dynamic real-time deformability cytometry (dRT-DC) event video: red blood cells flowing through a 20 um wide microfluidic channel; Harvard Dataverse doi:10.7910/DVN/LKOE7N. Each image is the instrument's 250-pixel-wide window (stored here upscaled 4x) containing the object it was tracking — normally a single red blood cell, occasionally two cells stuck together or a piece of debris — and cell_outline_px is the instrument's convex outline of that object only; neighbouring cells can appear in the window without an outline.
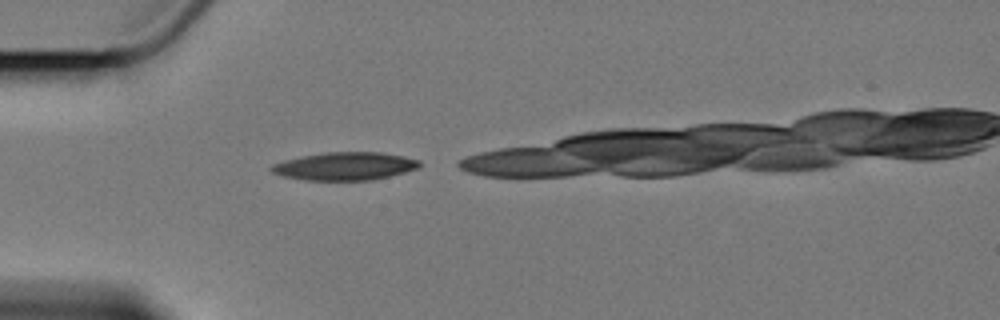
{"species": "Egyptian fruit bat (a non-hibernating species)", "species_latin": "Rousettus aegyptiacus", "temperature_condition": "cold", "stored_images_in_passage": 1, "camera_frame_rate_fps": 3000, "um_per_image_px": 0.085, "animal": {"sex": "female"}, "frame": {"image": 1, "passage_image": 1, "time_ms": 0.0, "image_size_px": [1000, 320], "cell_outline_px": [[424, 164], [420, 168], [372, 180], [304, 180], [284, 176], [272, 172], [268, 168], [272, 164], [284, 160], [300, 156], [324, 152], [380, 152], [404, 156], [420, 160]], "centroid_in_image_um": [29.33, 14.12], "position_along_channel_um": 55.7, "area_um2": 24.33}}